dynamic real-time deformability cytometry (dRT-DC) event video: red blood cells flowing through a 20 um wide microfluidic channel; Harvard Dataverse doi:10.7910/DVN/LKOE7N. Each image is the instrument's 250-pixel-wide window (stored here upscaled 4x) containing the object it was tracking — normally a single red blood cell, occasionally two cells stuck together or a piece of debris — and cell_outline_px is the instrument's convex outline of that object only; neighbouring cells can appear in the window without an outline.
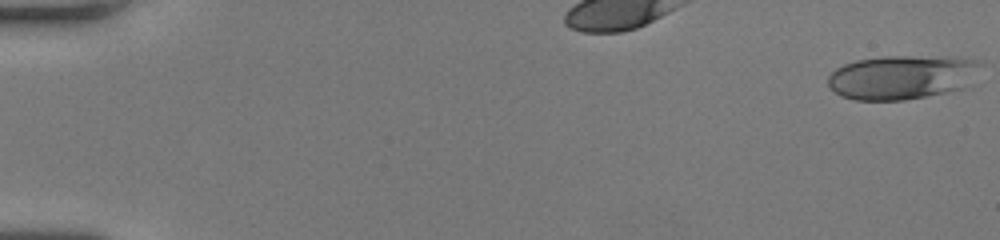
{"species": "human", "species_latin": "Homo sapiens", "temperature_condition": "room temperature", "stored_images_in_passage": 35, "camera_frame_rate_fps": 3000, "um_per_image_px": 0.085, "donor": {"sex": "female"}, "frame": {"image": 1, "passage_image": 1, "time_ms": 0.0, "image_size_px": [1000, 240], "cell_outline_px": [[984, 64], [964, 88], [904, 100], [856, 100], [840, 96], [828, 84], [828, 76], [836, 68], [844, 64], [856, 60], [884, 56], [956, 56], [976, 60]], "centroid_in_image_um": [76.68, 6.54], "position_along_channel_um": 8.3, "area_um2": 39.36}}
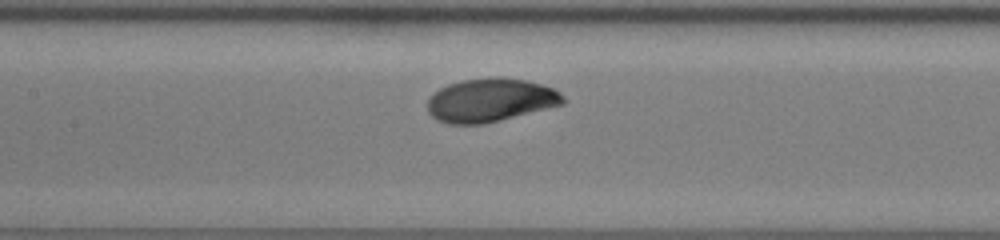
{"frame": {"image": 2, "passage_image": 17, "time_ms": 5.333, "image_size_px": [1000, 240], "cell_outline_px": [[564, 104], [484, 124], [448, 124], [432, 116], [428, 112], [428, 100], [440, 88], [448, 84], [460, 80], [524, 80], [540, 84], [552, 88], [560, 92], [564, 96]], "centroid_in_image_um": [41.68, 8.56], "position_along_channel_um": 165.7, "area_um2": 33.23}}
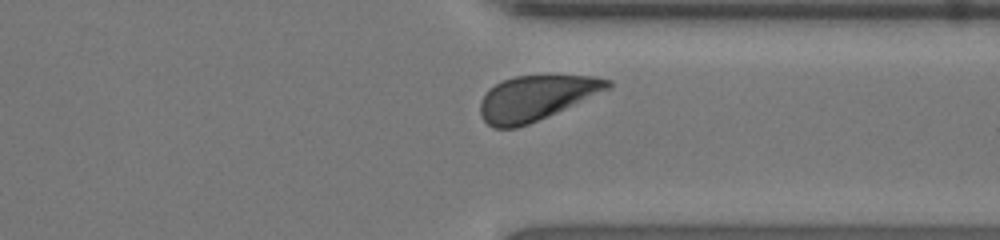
{"frame": {"image": 3, "passage_image": 32, "time_ms": 10.333, "image_size_px": [1000, 240], "cell_outline_px": [[612, 84], [608, 88], [564, 108], [528, 124], [516, 128], [492, 128], [480, 116], [480, 100], [496, 84], [504, 80], [516, 76], [596, 76], [612, 80]], "centroid_in_image_um": [45.52, 8.33], "position_along_channel_um": 365.9, "area_um2": 32.43}, "authors_computed_cell_mechanics": {"area_um2": 34.3332, "velocity_mm_per_s": 3.9846, "shape_relaxation_time_tau1_ms": 2.2564, "shape_relaxation_time_tau2_ms": null, "deformation_change_tau1": 0.1332, "deformation_change_tau2": null}}